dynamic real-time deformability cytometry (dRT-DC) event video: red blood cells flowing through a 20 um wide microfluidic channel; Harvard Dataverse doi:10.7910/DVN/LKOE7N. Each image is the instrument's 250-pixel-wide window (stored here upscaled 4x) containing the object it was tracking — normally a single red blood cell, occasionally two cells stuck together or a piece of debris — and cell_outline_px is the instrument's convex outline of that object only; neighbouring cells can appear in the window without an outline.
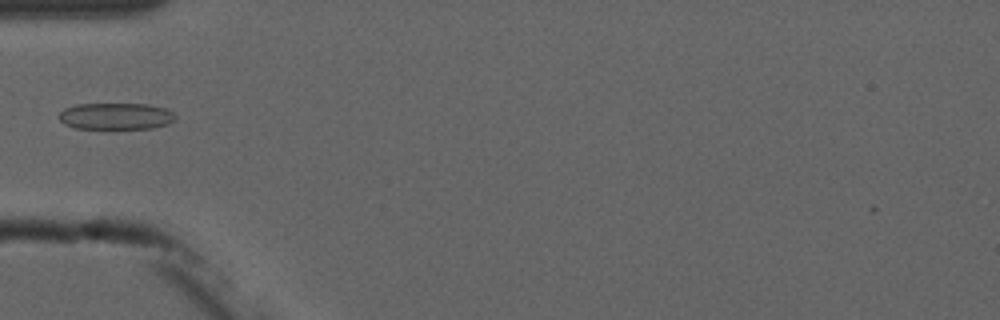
{"species": "common noctule bat (a hibernating species)", "species_latin": "Nyctalus noctula", "temperature_condition": "cold", "stored_images_in_passage": 5, "camera_frame_rate_fps": 3000, "um_per_image_px": 0.085, "animal": {"sex": "male", "forearm_length_mm": 52.5}, "frame": {"image": 1, "passage_image": 4, "time_ms": 5.0, "image_size_px": [1000, 320], "cell_outline_px": [[176, 120], [168, 124], [152, 128], [112, 132], [76, 128], [64, 124], [60, 120], [60, 112], [64, 108], [76, 104], [148, 104], [164, 108], [172, 112], [176, 116]], "centroid_in_image_um": [9.85, 9.93], "position_along_channel_um": 75.2, "area_um2": 19.07}}
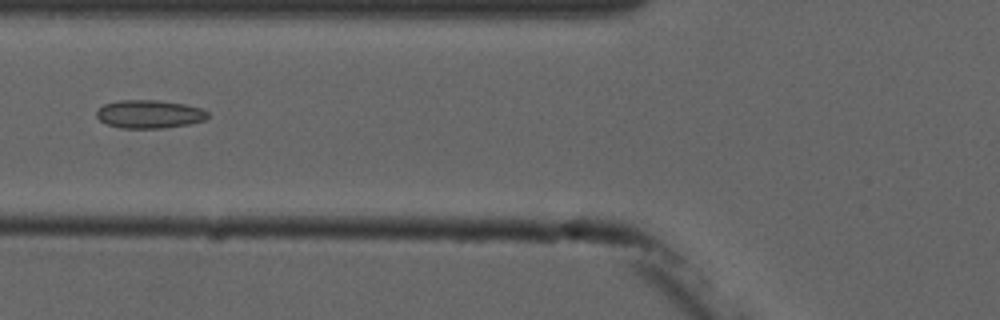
{"frame": {"image": 2, "passage_image": 5, "time_ms": 6.0, "image_size_px": [1000, 320], "cell_outline_px": [[208, 116], [204, 120], [188, 124], [164, 128], [120, 128], [108, 124], [100, 120], [96, 116], [96, 112], [104, 104], [120, 100], [160, 100], [184, 104], [204, 108], [208, 112]], "centroid_in_image_um": [12.71, 9.69], "position_along_channel_um": 113.1, "area_um2": 18.32}}